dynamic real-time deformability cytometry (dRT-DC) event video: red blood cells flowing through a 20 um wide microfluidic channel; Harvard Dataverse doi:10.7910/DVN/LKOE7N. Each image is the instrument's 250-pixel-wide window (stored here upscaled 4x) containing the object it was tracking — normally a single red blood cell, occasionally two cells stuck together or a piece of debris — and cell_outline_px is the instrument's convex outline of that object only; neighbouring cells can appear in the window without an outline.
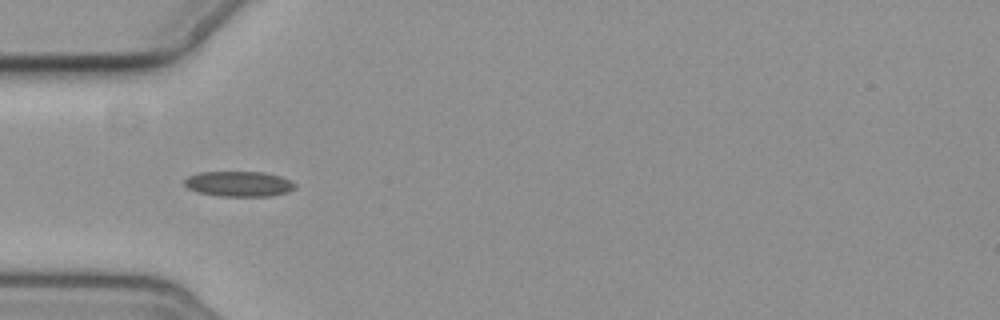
{"species": "common noctule bat (a hibernating species)", "species_latin": "Nyctalus noctula", "temperature_condition": "cold", "stored_images_in_passage": 7, "camera_frame_rate_fps": 3000, "um_per_image_px": 0.085, "animal": {"sex": "female", "body_mass_g": 19.3, "forearm_length_mm": 54.1}, "frame": {"image": 1, "passage_image": 6, "time_ms": 5.667, "image_size_px": [1000, 320], "cell_outline_px": [[296, 188], [288, 192], [272, 196], [216, 196], [196, 192], [188, 188], [184, 184], [184, 180], [188, 176], [200, 172], [264, 172], [280, 176], [296, 184]], "centroid_in_image_um": [20.29, 15.64], "position_along_channel_um": 64.7, "area_um2": 16.42}}
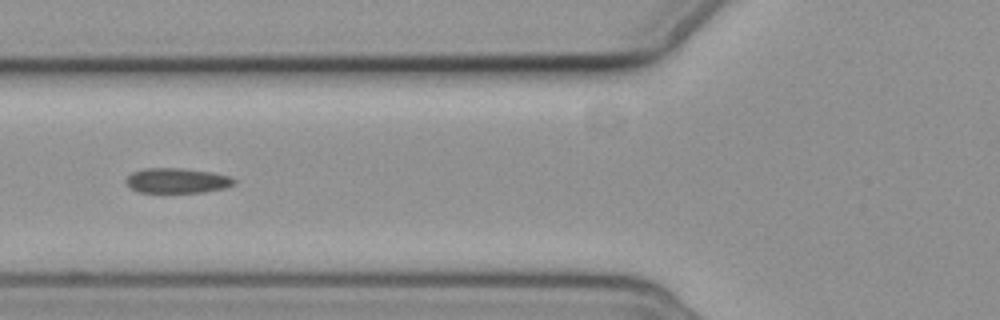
{"frame": {"image": 2, "passage_image": 7, "time_ms": 7.0, "image_size_px": [1000, 320], "cell_outline_px": [[236, 184], [224, 188], [204, 192], [140, 192], [132, 188], [124, 180], [132, 172], [144, 168], [184, 168], [212, 172], [228, 176], [236, 180]], "centroid_in_image_um": [15.07, 15.34], "position_along_channel_um": 110.7, "area_um2": 15.72}}